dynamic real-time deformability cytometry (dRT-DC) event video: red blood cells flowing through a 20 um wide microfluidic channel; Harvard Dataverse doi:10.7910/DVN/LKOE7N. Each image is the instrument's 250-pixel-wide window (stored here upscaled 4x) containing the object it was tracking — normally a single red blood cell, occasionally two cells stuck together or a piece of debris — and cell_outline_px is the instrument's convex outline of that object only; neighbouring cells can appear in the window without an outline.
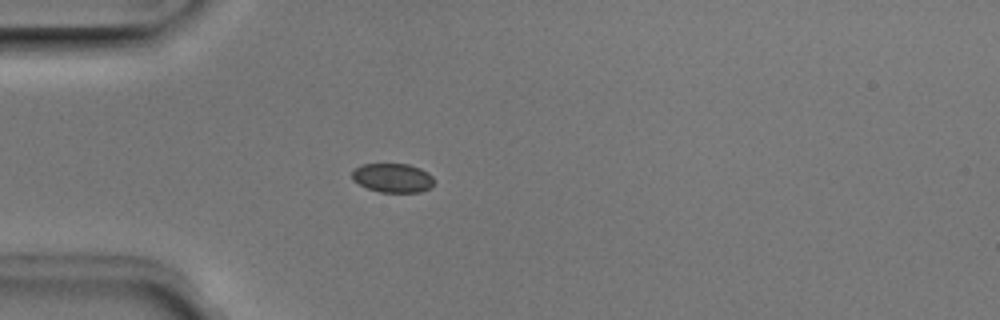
{"species": "Egyptian fruit bat (a non-hibernating species)", "species_latin": "Rousettus aegyptiacus", "temperature_condition": "room temperature", "stored_images_in_passage": 3, "camera_frame_rate_fps": 3000, "um_per_image_px": 0.085, "animal": {"sex": "male"}, "frame": {"image": 1, "passage_image": 2, "time_ms": 0.333, "image_size_px": [1000, 320], "cell_outline_px": [[436, 180], [428, 188], [420, 192], [380, 192], [368, 188], [352, 180], [352, 172], [360, 164], [408, 164], [420, 168], [428, 172]], "centroid_in_image_um": [33.39, 15.11], "position_along_channel_um": 51.6, "area_um2": 13.87}}